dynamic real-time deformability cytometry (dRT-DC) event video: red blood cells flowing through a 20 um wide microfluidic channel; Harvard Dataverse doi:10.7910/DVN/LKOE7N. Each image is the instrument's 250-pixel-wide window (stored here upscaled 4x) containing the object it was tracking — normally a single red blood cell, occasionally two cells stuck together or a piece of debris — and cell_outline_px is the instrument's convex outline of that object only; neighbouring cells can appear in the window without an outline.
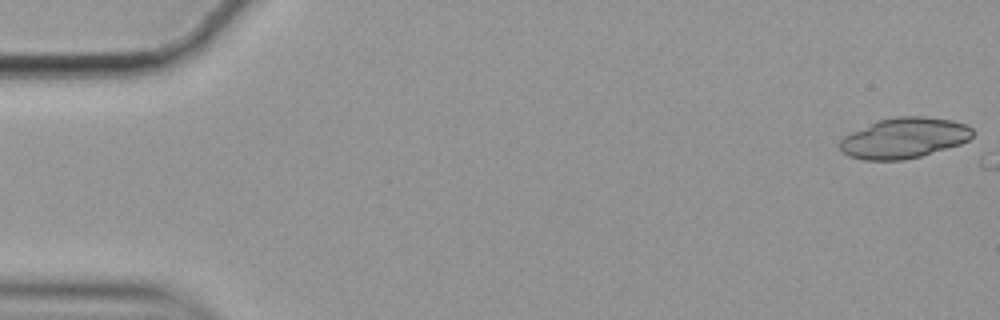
{"species": "common noctule bat (a hibernating species)", "species_latin": "Nyctalus noctula", "temperature_condition": "cold", "stored_images_in_passage": 3, "camera_frame_rate_fps": 3000, "um_per_image_px": 0.085, "animal": {"sex": "female", "body_mass_g": 19.9}, "frame": {"image": 1, "passage_image": 1, "time_ms": 0.0, "image_size_px": [1000, 320], "cell_outline_px": [[972, 136], [968, 140], [960, 144], [920, 156], [904, 160], [864, 160], [848, 156], [840, 148], [840, 140], [844, 136], [876, 120], [896, 116], [924, 116], [952, 120], [968, 124], [972, 128]], "centroid_in_image_um": [76.85, 11.72], "position_along_channel_um": 8.1, "area_um2": 31.39}}